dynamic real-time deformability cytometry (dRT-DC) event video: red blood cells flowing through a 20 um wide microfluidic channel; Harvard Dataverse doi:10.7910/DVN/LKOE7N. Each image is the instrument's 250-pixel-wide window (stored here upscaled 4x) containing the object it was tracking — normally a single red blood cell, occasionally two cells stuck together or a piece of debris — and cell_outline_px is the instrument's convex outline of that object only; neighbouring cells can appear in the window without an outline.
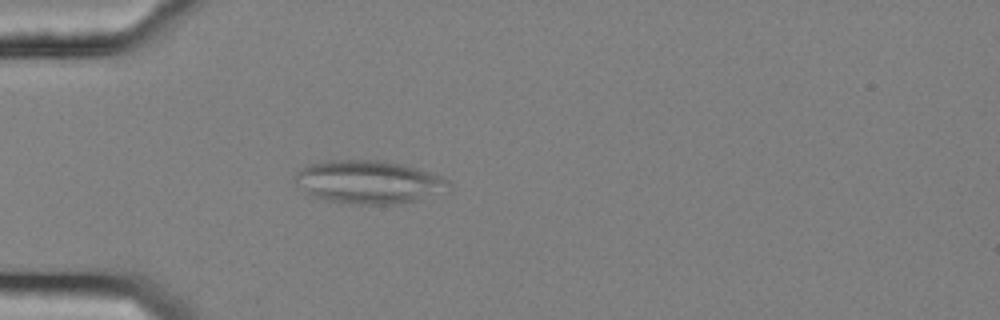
{"species": "common noctule bat (a hibernating species)", "species_latin": "Nyctalus noctula", "temperature_condition": "cold", "stored_images_in_passage": 37, "camera_frame_rate_fps": 3000, "um_per_image_px": 0.085, "animal": {"sex": "female", "body_mass_g": 25.1}, "frame": {"image": 1, "passage_image": 11, "time_ms": 3.333, "image_size_px": [1000, 320], "cell_outline_px": [[452, 184], [448, 192], [416, 200], [392, 204], [360, 204], [328, 200], [316, 196], [308, 192], [296, 184], [296, 172], [308, 164], [328, 160], [376, 160], [400, 164], [416, 168], [440, 176], [448, 180]], "centroid_in_image_um": [31.39, 15.46], "position_along_channel_um": 53.6, "area_um2": 38.21}}